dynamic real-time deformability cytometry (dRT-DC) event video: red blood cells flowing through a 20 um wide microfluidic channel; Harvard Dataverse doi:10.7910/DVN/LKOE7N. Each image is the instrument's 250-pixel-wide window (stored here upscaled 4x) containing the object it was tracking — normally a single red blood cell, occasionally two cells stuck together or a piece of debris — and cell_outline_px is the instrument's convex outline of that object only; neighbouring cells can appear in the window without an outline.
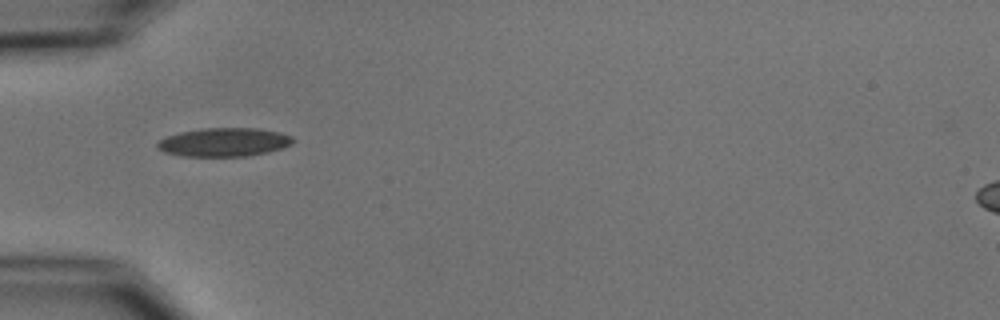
{"species": "common noctule bat (a hibernating species)", "species_latin": "Nyctalus noctula", "temperature_condition": "cold", "stored_images_in_passage": 17, "camera_frame_rate_fps": 3000, "um_per_image_px": 0.085, "animal": {"sex": "male", "body_mass_g": 15.6}, "frame": {"image": 1, "passage_image": 1, "time_ms": 0.0, "image_size_px": [1000, 320], "cell_outline_px": [[292, 144], [268, 152], [248, 156], [180, 156], [164, 152], [156, 148], [156, 144], [160, 140], [168, 136], [180, 132], [204, 128], [256, 128], [280, 132], [292, 136]], "centroid_in_image_um": [19.02, 12.09], "position_along_channel_um": 66.0, "area_um2": 22.54}}
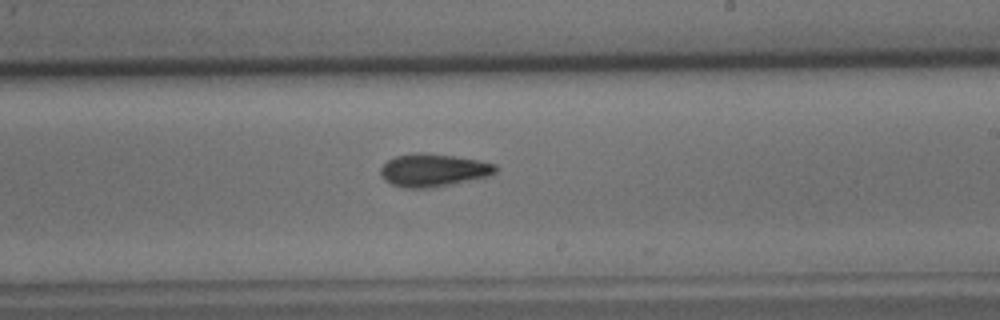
{"frame": {"image": 2, "passage_image": 16, "time_ms": 5.0, "image_size_px": [1000, 320], "cell_outline_px": [[496, 172], [492, 176], [432, 188], [404, 188], [392, 184], [384, 180], [380, 176], [380, 168], [388, 160], [396, 156], [416, 152], [420, 152], [452, 156], [480, 160], [496, 164]], "centroid_in_image_um": [36.84, 14.47], "position_along_channel_um": 252.2, "area_um2": 22.2}}